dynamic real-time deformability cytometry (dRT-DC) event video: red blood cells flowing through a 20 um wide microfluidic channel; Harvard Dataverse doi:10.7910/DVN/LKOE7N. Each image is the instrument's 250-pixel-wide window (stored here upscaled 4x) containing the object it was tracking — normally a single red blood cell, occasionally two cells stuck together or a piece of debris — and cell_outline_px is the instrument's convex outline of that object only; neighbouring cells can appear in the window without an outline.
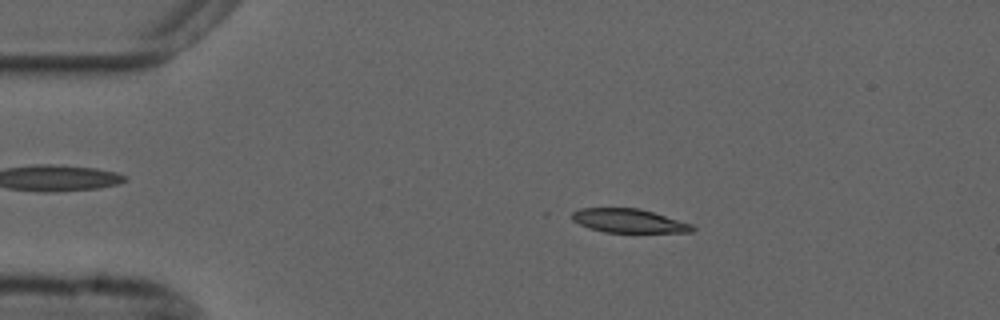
{"species": "common noctule bat (a hibernating species)", "species_latin": "Nyctalus noctula", "temperature_condition": "cold", "stored_images_in_passage": 54, "camera_frame_rate_fps": 3000, "um_per_image_px": 0.085, "animal": {"sex": "male", "forearm_length_mm": 52.5}, "frame": {"image": 1, "passage_image": 10, "time_ms": 3.0, "image_size_px": [1000, 320], "cell_outline_px": [[696, 228], [692, 232], [604, 232], [588, 228], [572, 220], [572, 212], [580, 208], [640, 208], [692, 224]], "centroid_in_image_um": [53.43, 18.76], "position_along_channel_um": 31.6, "area_um2": 16.65}}
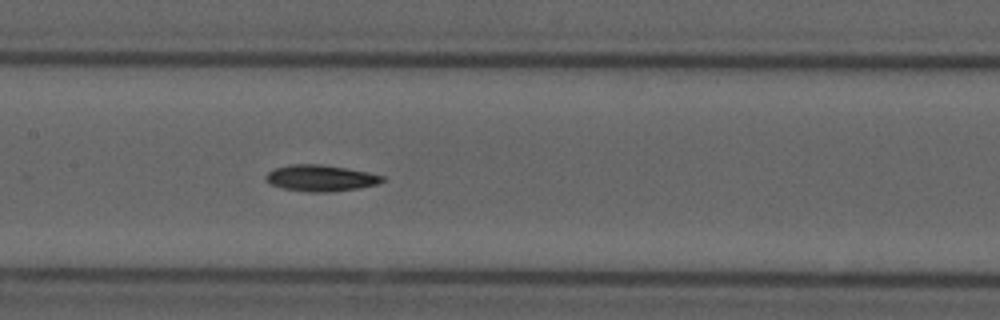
{"frame": {"image": 2, "passage_image": 26, "time_ms": 8.333, "image_size_px": [1000, 320], "cell_outline_px": [[384, 180], [376, 184], [360, 188], [328, 192], [308, 192], [284, 188], [272, 184], [264, 176], [272, 168], [288, 164], [320, 164], [368, 172], [384, 176]], "centroid_in_image_um": [27.24, 15.13], "position_along_channel_um": 180.2, "area_um2": 17.74}}
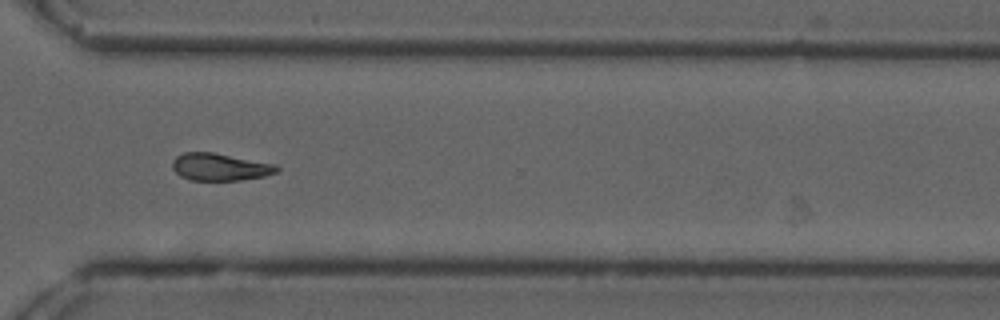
{"frame": {"image": 3, "passage_image": 40, "time_ms": 13.0, "image_size_px": [1000, 320], "cell_outline_px": [[280, 168], [276, 172], [264, 176], [240, 180], [188, 180], [180, 176], [172, 168], [172, 160], [176, 156], [184, 152], [212, 152], [276, 164]], "centroid_in_image_um": [18.67, 14.19], "position_along_channel_um": 351.9, "area_um2": 16.65}, "authors_computed_cell_mechanics": {"area_um2": 17.1377, "velocity_mm_per_s": 3.6957, "shape_relaxation_time_tau1_ms": 10.5293, "shape_relaxation_time_tau2_ms": null, "deformation_change_tau1": 0.2, "deformation_change_tau2": null}}